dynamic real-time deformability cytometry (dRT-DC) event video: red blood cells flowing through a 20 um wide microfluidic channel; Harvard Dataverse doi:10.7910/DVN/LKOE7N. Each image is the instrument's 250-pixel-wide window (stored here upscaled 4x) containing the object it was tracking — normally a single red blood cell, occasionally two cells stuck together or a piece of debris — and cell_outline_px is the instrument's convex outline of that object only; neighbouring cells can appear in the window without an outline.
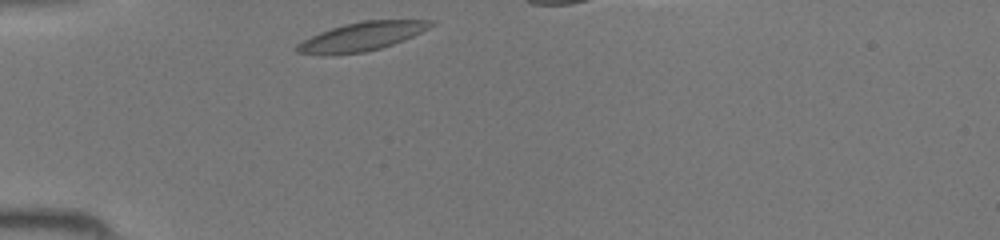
{"species": "common noctule bat (a hibernating species)", "species_latin": "Nyctalus noctula", "temperature_condition": "room temperature", "stored_images_in_passage": 27, "camera_frame_rate_fps": 3000, "um_per_image_px": 0.085, "animal": {"sex": "female", "body_mass_g": 19.5, "forearm_length_mm": 54.1}, "frame": {"image": 1, "passage_image": 1, "time_ms": 0.0, "image_size_px": [1000, 240], "cell_outline_px": [[436, 24], [412, 36], [392, 44], [380, 48], [364, 52], [332, 56], [296, 52], [296, 44], [320, 32], [344, 24], [364, 20], [436, 20]], "centroid_in_image_um": [30.74, 3.11], "position_along_channel_um": 54.3, "area_um2": 22.25}}
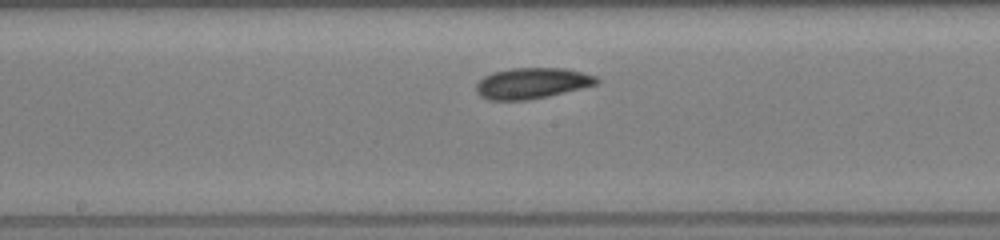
{"frame": {"image": 2, "passage_image": 12, "time_ms": 3.667, "image_size_px": [1000, 240], "cell_outline_px": [[600, 80], [596, 84], [548, 96], [528, 100], [488, 100], [480, 96], [476, 92], [476, 84], [484, 76], [492, 72], [512, 68], [564, 68], [596, 76]], "centroid_in_image_um": [45.17, 7.07], "position_along_channel_um": 203.0, "area_um2": 21.56}}
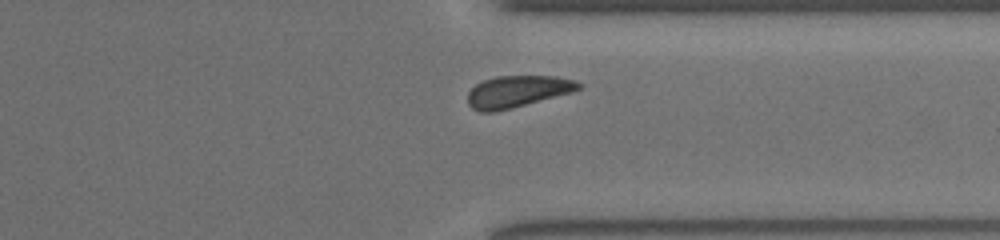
{"frame": {"image": 3, "passage_image": 23, "time_ms": 7.333, "image_size_px": [1000, 240], "cell_outline_px": [[584, 84], [580, 88], [572, 92], [512, 108], [492, 112], [480, 112], [472, 108], [468, 104], [468, 92], [476, 84], [484, 80], [496, 76], [556, 76], [576, 80]], "centroid_in_image_um": [43.99, 7.77], "position_along_channel_um": 367.4, "area_um2": 20.52}}